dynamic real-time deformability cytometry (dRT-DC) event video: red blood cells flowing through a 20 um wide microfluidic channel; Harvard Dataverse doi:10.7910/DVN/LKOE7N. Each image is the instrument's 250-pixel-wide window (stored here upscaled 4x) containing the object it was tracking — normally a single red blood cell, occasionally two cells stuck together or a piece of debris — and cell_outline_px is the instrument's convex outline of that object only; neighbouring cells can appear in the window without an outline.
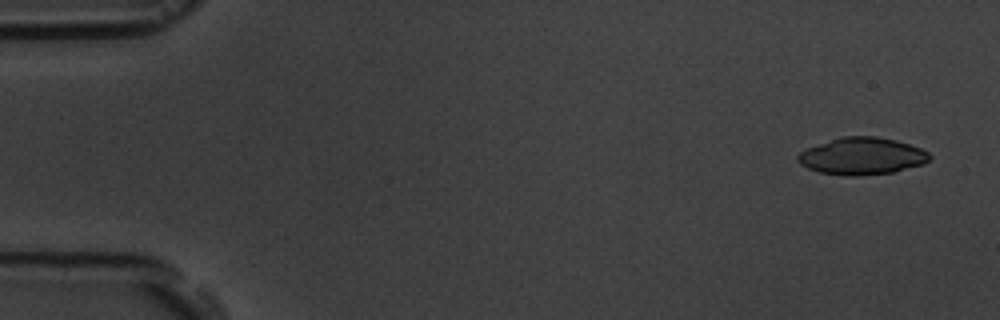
{"species": "common noctule bat (a hibernating species)", "species_latin": "Nyctalus noctula", "temperature_condition": "room temperature", "stored_images_in_passage": 5, "camera_frame_rate_fps": 3000, "um_per_image_px": 0.085, "animal": {"sex": "male", "body_mass_g": 19.5, "forearm_length_mm": 54.6}, "frame": {"image": 1, "passage_image": 1, "time_ms": 0.0, "image_size_px": [1000, 320], "cell_outline_px": [[932, 156], [924, 164], [892, 172], [856, 176], [844, 176], [820, 172], [808, 168], [800, 164], [796, 160], [796, 156], [800, 152], [808, 148], [840, 136], [876, 136], [896, 140], [920, 148], [928, 152]], "centroid_in_image_um": [73.25, 13.27], "position_along_channel_um": 11.7, "area_um2": 28.44}}